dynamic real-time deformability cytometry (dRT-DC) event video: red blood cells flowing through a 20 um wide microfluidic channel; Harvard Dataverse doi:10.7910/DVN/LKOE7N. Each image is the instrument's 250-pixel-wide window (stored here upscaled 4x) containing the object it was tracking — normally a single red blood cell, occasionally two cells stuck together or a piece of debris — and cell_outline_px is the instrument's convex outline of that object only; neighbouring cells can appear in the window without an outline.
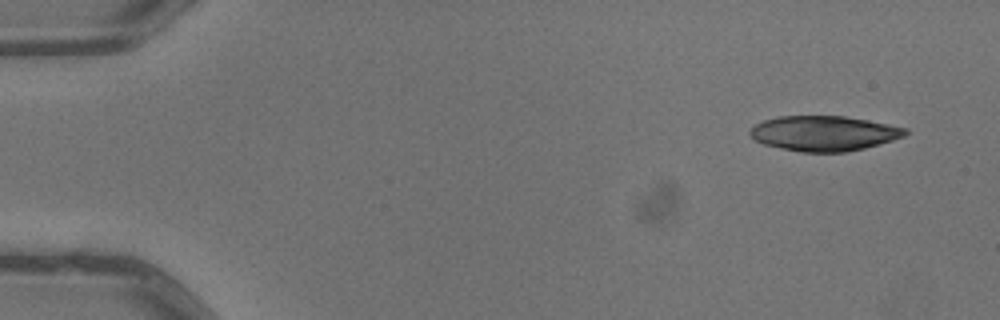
{"species": "common noctule bat (a hibernating species)", "species_latin": "Nyctalus noctula", "temperature_condition": "warm", "stored_images_in_passage": 4, "camera_frame_rate_fps": 3000, "um_per_image_px": 0.085, "animal": {"sex": "male", "body_mass_g": 13.3}, "frame": {"image": 1, "passage_image": 1, "time_ms": 0.0, "image_size_px": [1000, 320], "cell_outline_px": [[908, 132], [904, 136], [880, 144], [864, 148], [844, 152], [800, 152], [780, 148], [764, 144], [756, 140], [748, 132], [756, 124], [764, 120], [780, 116], [844, 116], [868, 120], [908, 128]], "centroid_in_image_um": [70.05, 11.33], "position_along_channel_um": 14.9, "area_um2": 31.62}}
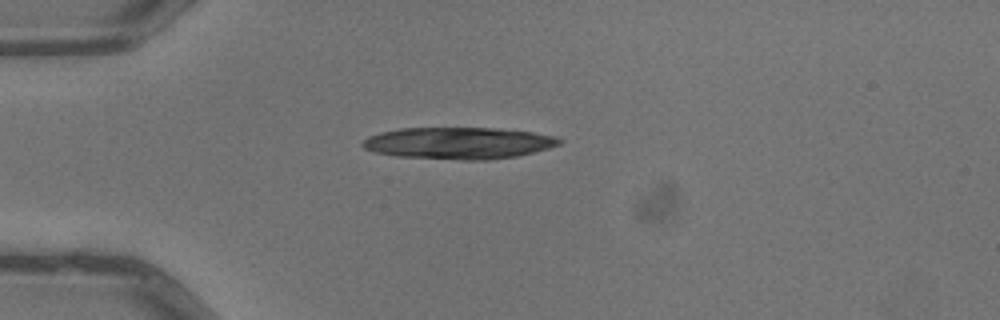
{"frame": {"image": 2, "passage_image": 4, "time_ms": 1.0, "image_size_px": [1000, 320], "cell_outline_px": [[564, 140], [560, 144], [548, 148], [516, 156], [488, 160], [460, 160], [396, 156], [376, 152], [364, 148], [360, 144], [368, 136], [380, 132], [400, 128], [496, 128], [532, 132], [556, 136]], "centroid_in_image_um": [38.98, 12.16], "position_along_channel_um": 46.0, "area_um2": 36.47}}